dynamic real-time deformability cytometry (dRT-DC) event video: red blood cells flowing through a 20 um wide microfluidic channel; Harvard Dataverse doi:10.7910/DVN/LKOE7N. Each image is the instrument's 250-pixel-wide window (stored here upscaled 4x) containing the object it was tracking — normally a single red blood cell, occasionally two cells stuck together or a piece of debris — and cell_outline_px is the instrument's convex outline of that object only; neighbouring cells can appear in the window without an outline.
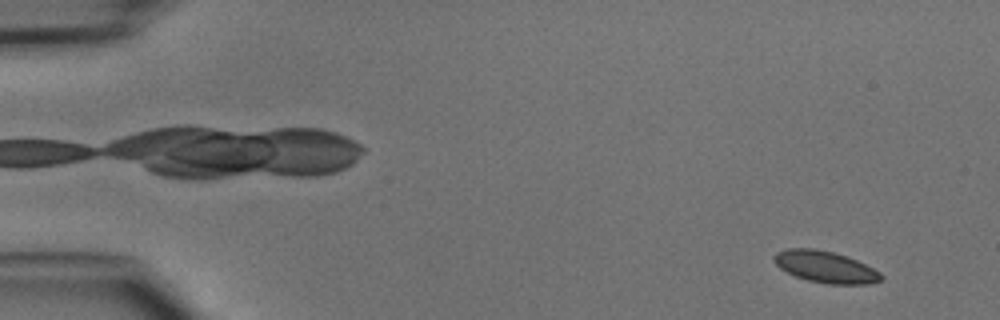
{"species": "common noctule bat (a hibernating species)", "species_latin": "Nyctalus noctula", "temperature_condition": "cold", "stored_images_in_passage": 47, "camera_frame_rate_fps": 3000, "um_per_image_px": 0.085, "animal": {"sex": "male", "body_mass_g": 15.6}, "frame": {"image": 1, "passage_image": 3, "time_ms": 0.667, "image_size_px": [1000, 320], "cell_outline_px": [[884, 276], [880, 280], [868, 284], [828, 284], [808, 280], [796, 276], [780, 268], [772, 260], [772, 256], [776, 252], [788, 248], [812, 248], [832, 252], [856, 260], [880, 272]], "centroid_in_image_um": [70.12, 22.68], "position_along_channel_um": 14.9, "area_um2": 19.54}}
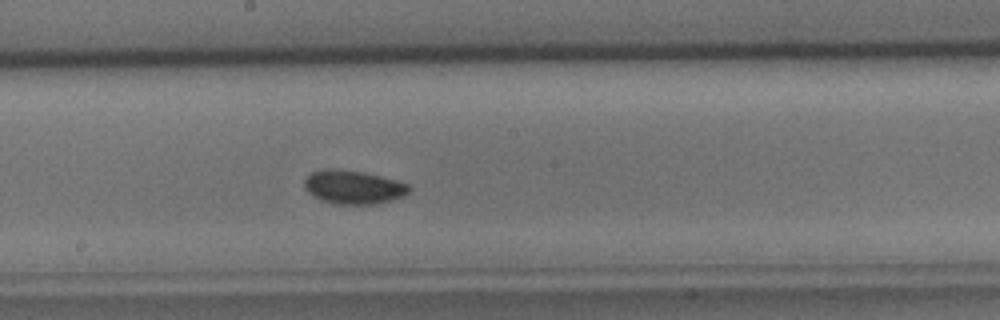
{"frame": {"image": 2, "passage_image": 26, "time_ms": 8.333, "image_size_px": [1000, 320], "cell_outline_px": [[412, 188], [404, 196], [392, 200], [376, 204], [336, 204], [320, 200], [312, 196], [304, 188], [304, 180], [312, 172], [324, 168], [332, 168], [364, 172], [396, 180], [408, 184]], "centroid_in_image_um": [30.02, 15.91], "position_along_channel_um": 218.2, "area_um2": 20.69}}
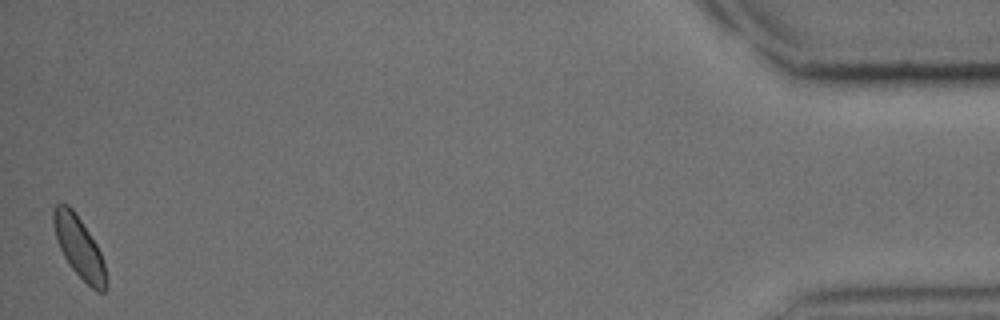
{"frame": {"image": 3, "passage_image": 47, "time_ms": 15.333, "image_size_px": [1000, 320], "cell_outline_px": [[108, 288], [104, 292], [96, 292], [68, 264], [56, 240], [52, 220], [52, 208], [56, 204], [68, 204], [72, 208], [96, 244], [100, 252], [104, 264], [108, 280]], "centroid_in_image_um": [6.72, 21.04], "position_along_channel_um": 428.5, "area_um2": 18.73}}